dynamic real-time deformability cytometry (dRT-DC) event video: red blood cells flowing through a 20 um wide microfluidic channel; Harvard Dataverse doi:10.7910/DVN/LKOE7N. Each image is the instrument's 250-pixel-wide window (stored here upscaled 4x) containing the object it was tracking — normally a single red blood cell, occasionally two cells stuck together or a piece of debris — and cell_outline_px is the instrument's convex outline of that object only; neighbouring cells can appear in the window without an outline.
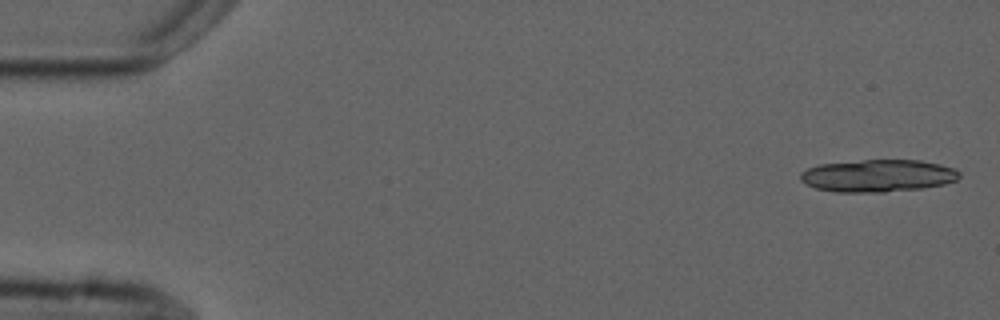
{"species": "common noctule bat (a hibernating species)", "species_latin": "Nyctalus noctula", "temperature_condition": "cold", "stored_images_in_passage": 6, "camera_frame_rate_fps": 3000, "um_per_image_px": 0.085, "animal": {"sex": "male", "forearm_length_mm": 52.5}, "frame": {"image": 1, "passage_image": 1, "time_ms": 0.0, "image_size_px": [1000, 320], "cell_outline_px": [[960, 176], [956, 180], [944, 184], [924, 188], [884, 192], [836, 192], [816, 188], [800, 180], [800, 172], [808, 168], [820, 164], [864, 160], [920, 160], [940, 164], [956, 168], [960, 172]], "centroid_in_image_um": [74.65, 14.93], "position_along_channel_um": 10.3, "area_um2": 30.06}}